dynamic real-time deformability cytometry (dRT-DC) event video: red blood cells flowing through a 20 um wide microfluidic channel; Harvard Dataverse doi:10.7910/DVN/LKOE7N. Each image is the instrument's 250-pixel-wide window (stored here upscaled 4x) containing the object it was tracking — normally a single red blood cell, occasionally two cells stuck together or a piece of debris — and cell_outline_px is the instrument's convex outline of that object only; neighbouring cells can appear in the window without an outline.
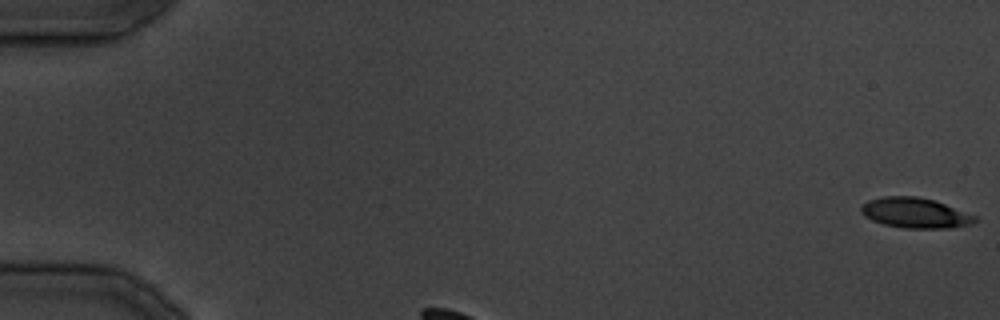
{"species": "common noctule bat (a hibernating species)", "species_latin": "Nyctalus noctula", "temperature_condition": "cold", "stored_images_in_passage": 24, "camera_frame_rate_fps": 3000, "um_per_image_px": 0.085, "animal": {"sex": "male", "body_mass_g": 19.5, "forearm_length_mm": 54.6}, "frame": {"image": 1, "passage_image": 1, "time_ms": 0.0, "image_size_px": [1000, 320], "cell_outline_px": [[976, 220], [972, 224], [948, 228], [904, 228], [884, 224], [872, 220], [864, 216], [860, 212], [860, 208], [868, 200], [880, 196], [916, 196], [936, 200], [976, 216]], "centroid_in_image_um": [77.77, 18.09], "position_along_channel_um": 7.2, "area_um2": 20.11}}
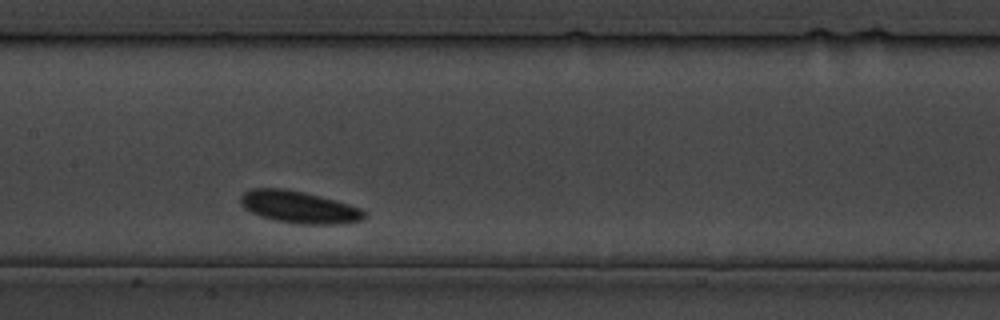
{"frame": {"image": 2, "passage_image": 11, "time_ms": 12.333, "image_size_px": [1000, 320], "cell_outline_px": [[368, 216], [364, 220], [344, 224], [296, 224], [272, 220], [260, 216], [244, 208], [240, 204], [240, 196], [244, 192], [252, 188], [284, 188], [304, 192], [320, 196], [348, 204], [360, 208]], "centroid_in_image_um": [25.41, 17.61], "position_along_channel_um": 182.0, "area_um2": 23.41}}
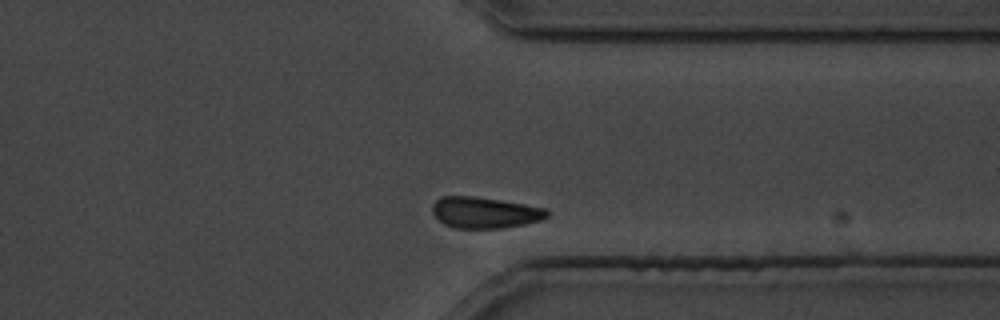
{"frame": {"image": 3, "passage_image": 22, "time_ms": 25.667, "image_size_px": [1000, 320], "cell_outline_px": [[548, 216], [540, 220], [524, 224], [504, 228], [452, 228], [444, 224], [432, 212], [432, 204], [440, 196], [476, 196], [548, 208]], "centroid_in_image_um": [41.2, 18.06], "position_along_channel_um": 370.2, "area_um2": 20.92}}